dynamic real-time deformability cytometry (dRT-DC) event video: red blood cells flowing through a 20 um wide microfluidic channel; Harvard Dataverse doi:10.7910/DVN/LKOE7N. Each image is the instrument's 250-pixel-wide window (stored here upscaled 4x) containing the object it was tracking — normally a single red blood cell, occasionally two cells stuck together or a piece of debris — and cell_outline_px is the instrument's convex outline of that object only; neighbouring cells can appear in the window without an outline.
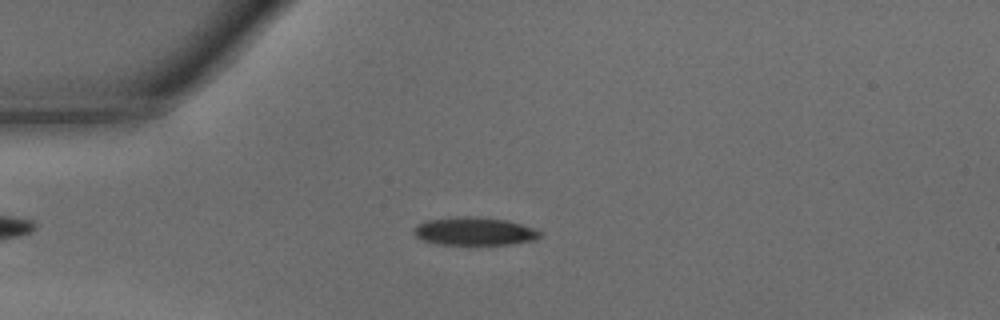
{"species": "common noctule bat (a hibernating species)", "species_latin": "Nyctalus noctula", "temperature_condition": "warm", "stored_images_in_passage": 47, "segment_of_instrument_passage": [1, 2], "camera_frame_rate_fps": 3000, "um_per_image_px": 0.085, "animal": {"sex": "male", "body_mass_g": 15.6}, "frame": {"image": 1, "passage_image": 11, "time_ms": 3.333, "image_size_px": [1000, 320], "cell_outline_px": [[544, 232], [536, 240], [512, 244], [436, 244], [424, 240], [416, 236], [412, 232], [412, 228], [416, 224], [428, 220], [456, 216], [476, 216], [504, 220], [520, 224]], "centroid_in_image_um": [40.3, 19.65], "position_along_channel_um": 44.7, "area_um2": 20.69}}
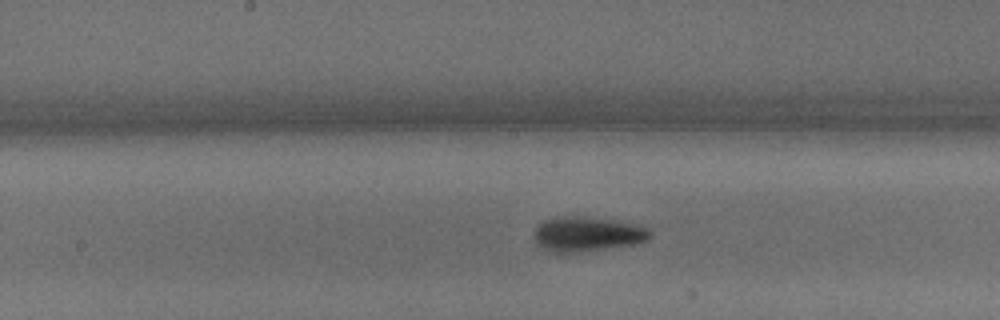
{"frame": {"image": 2, "passage_image": 23, "time_ms": 7.333, "image_size_px": [1000, 320], "cell_outline_px": [[652, 236], [648, 240], [632, 244], [564, 256], [556, 256], [536, 244], [536, 228], [544, 220], [556, 216], [584, 216], [616, 220], [636, 224], [648, 228], [652, 232]], "centroid_in_image_um": [49.9, 19.94], "position_along_channel_um": 198.3, "area_um2": 24.33}}
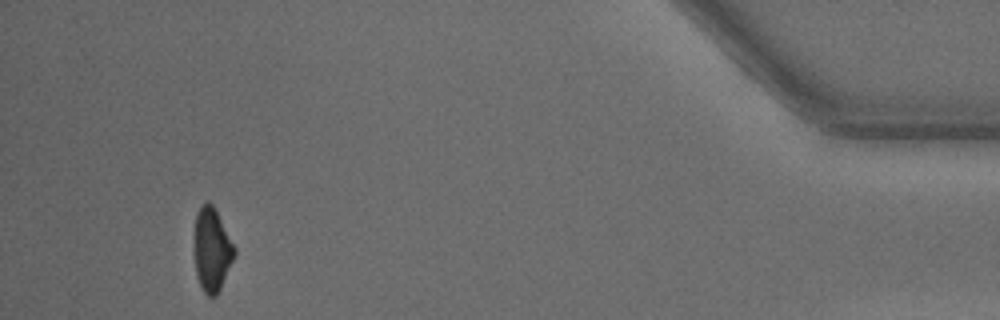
{"frame": {"image": 3, "passage_image": 43, "time_ms": 14.0, "image_size_px": [1000, 320], "cell_outline_px": [[236, 252], [220, 288], [216, 296], [208, 296], [204, 292], [196, 276], [192, 236], [196, 212], [208, 200], [216, 208], [236, 248]], "centroid_in_image_um": [17.98, 21.16], "position_along_channel_um": 417.2, "area_um2": 20.0}}